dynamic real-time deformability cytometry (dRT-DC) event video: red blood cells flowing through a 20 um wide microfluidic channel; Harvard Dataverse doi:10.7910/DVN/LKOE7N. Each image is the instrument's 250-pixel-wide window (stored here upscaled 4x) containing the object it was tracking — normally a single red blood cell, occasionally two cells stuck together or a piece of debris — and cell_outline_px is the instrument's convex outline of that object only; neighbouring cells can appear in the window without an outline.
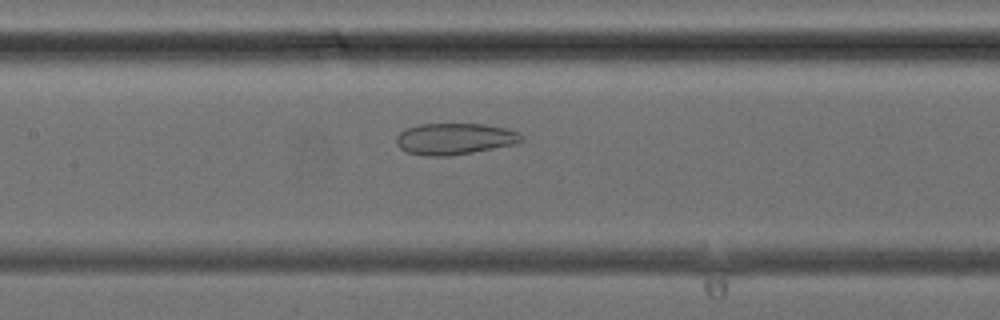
{"species": "common noctule bat (a hibernating species)", "species_latin": "Nyctalus noctula", "temperature_condition": "cold", "stored_images_in_passage": 31, "camera_frame_rate_fps": 3000, "um_per_image_px": 0.085, "animal": {"sex": "female", "body_mass_g": 24.6, "forearm_length_mm": 56.2}, "frame": {"image": 1, "passage_image": 10, "time_ms": 3.0, "image_size_px": [1000, 320], "cell_outline_px": [[524, 140], [516, 144], [472, 152], [448, 156], [424, 156], [408, 152], [400, 148], [396, 144], [396, 136], [404, 128], [420, 124], [484, 124], [508, 128], [516, 132]], "centroid_in_image_um": [38.61, 11.8], "position_along_channel_um": 168.8, "area_um2": 22.95}}
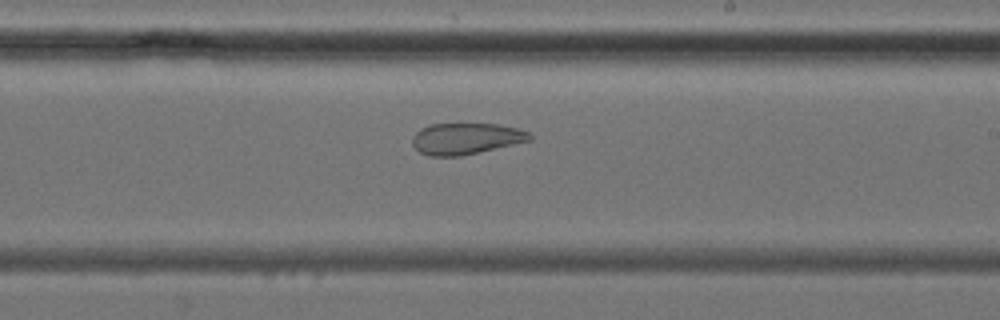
{"frame": {"image": 2, "passage_image": 15, "time_ms": 4.667, "image_size_px": [1000, 320], "cell_outline_px": [[532, 140], [460, 156], [428, 156], [420, 152], [412, 144], [412, 136], [420, 128], [432, 124], [500, 124], [516, 128], [528, 132], [532, 136]], "centroid_in_image_um": [39.58, 11.78], "position_along_channel_um": 249.4, "area_um2": 21.33}}
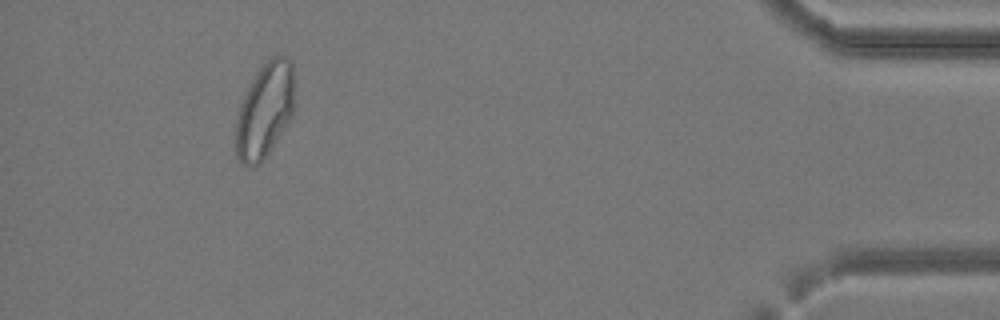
{"frame": {"image": 3, "passage_image": 29, "time_ms": 9.333, "image_size_px": [1000, 320], "cell_outline_px": [[292, 116], [268, 152], [252, 168], [248, 168], [236, 156], [236, 124], [240, 104], [256, 72], [272, 56], [284, 56], [292, 60]], "centroid_in_image_um": [22.48, 9.38], "position_along_channel_um": 412.7, "area_um2": 31.56}}